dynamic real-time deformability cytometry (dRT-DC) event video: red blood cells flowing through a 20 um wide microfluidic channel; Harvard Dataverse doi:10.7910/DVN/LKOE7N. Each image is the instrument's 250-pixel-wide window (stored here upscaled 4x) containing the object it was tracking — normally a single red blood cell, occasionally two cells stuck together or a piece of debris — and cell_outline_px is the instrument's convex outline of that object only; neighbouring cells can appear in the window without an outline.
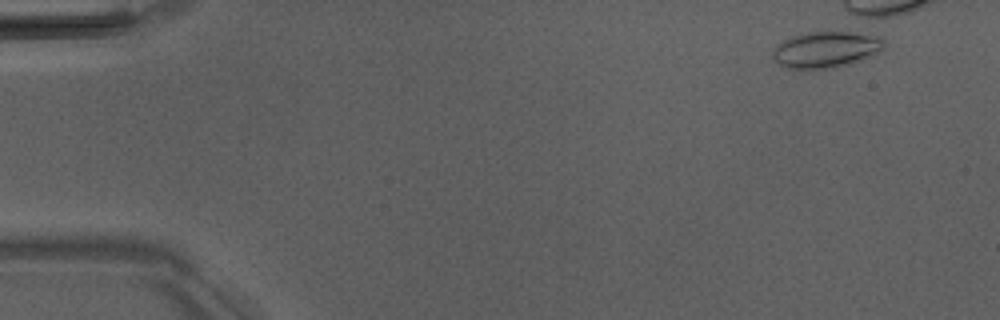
{"species": "Egyptian fruit bat (a non-hibernating species)", "species_latin": "Rousettus aegyptiacus", "temperature_condition": "room temperature", "stored_images_in_passage": 1, "camera_frame_rate_fps": 3000, "um_per_image_px": 0.085, "animal": {"sex": "male"}, "frame": {"image": 1, "passage_image": 1, "time_ms": 0.0, "image_size_px": [1000, 320], "cell_outline_px": [[884, 48], [880, 52], [864, 60], [836, 68], [800, 72], [784, 68], [772, 60], [772, 52], [776, 44], [800, 32], [860, 32], [880, 36], [884, 40]], "centroid_in_image_um": [70.17, 4.26], "position_along_channel_um": 14.8, "area_um2": 24.85}}